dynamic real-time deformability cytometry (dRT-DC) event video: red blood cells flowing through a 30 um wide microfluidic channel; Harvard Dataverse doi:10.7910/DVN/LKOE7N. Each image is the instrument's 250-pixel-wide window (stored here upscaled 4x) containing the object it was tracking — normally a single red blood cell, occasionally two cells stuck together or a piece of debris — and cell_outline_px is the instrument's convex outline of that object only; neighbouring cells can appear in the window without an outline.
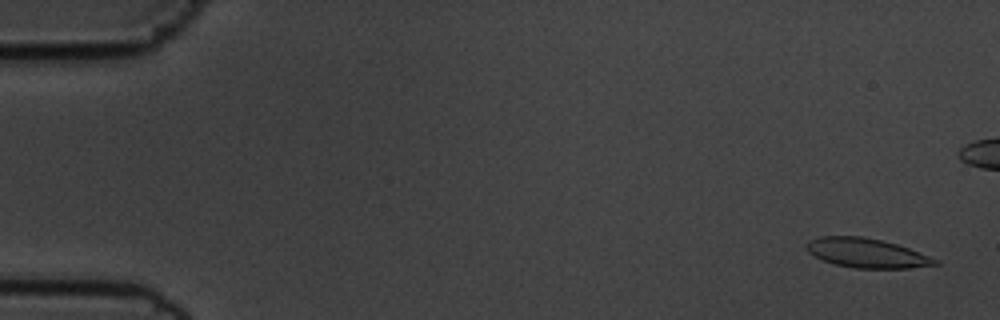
{"species": "common noctule bat (a hibernating species)", "species_latin": "Nyctalus noctula", "temperature_condition": "cold", "stored_images_in_passage": 49, "camera_frame_rate_fps": 3000, "um_per_image_px": 0.085, "animal": {"sex": "male", "body_mass_g": 19.5, "forearm_length_mm": 54.6}, "frame": {"image": 1, "passage_image": 3, "time_ms": 0.667, "image_size_px": [1000, 320], "cell_outline_px": [[940, 264], [908, 268], [856, 268], [836, 264], [824, 260], [808, 252], [804, 248], [808, 240], [820, 236], [864, 236], [896, 244], [908, 248], [940, 260]], "centroid_in_image_um": [73.66, 21.5], "position_along_channel_um": 11.3, "area_um2": 21.91}}
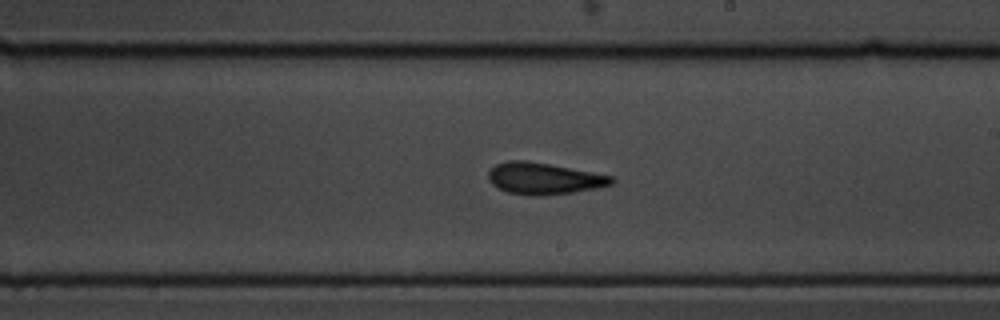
{"frame": {"image": 2, "passage_image": 33, "time_ms": 10.667, "image_size_px": [1000, 320], "cell_outline_px": [[616, 180], [612, 184], [596, 188], [572, 192], [540, 196], [532, 196], [508, 192], [496, 188], [488, 180], [488, 172], [496, 164], [508, 160], [524, 160], [548, 164], [592, 172], [612, 176]], "centroid_in_image_um": [46.2, 15.18], "position_along_channel_um": 242.8, "area_um2": 22.6}}
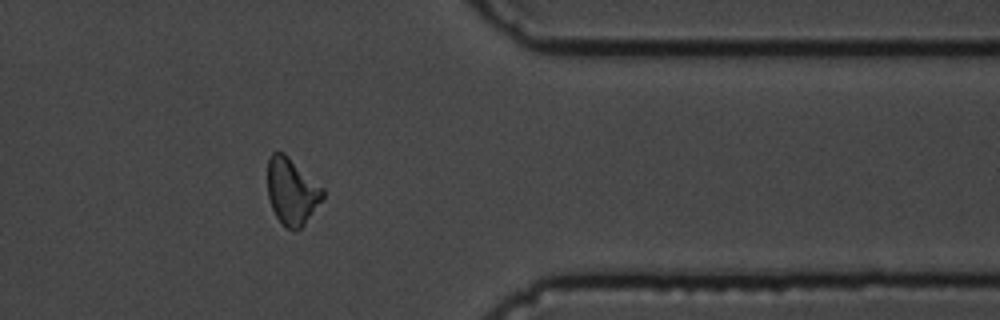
{"frame": {"image": 3, "passage_image": 46, "time_ms": 15.0, "image_size_px": [1000, 320], "cell_outline_px": [[324, 196], [304, 224], [300, 228], [288, 228], [276, 216], [268, 200], [268, 160], [272, 152], [284, 152], [324, 188]], "centroid_in_image_um": [24.8, 16.22], "position_along_channel_um": 386.6, "area_um2": 21.1}}